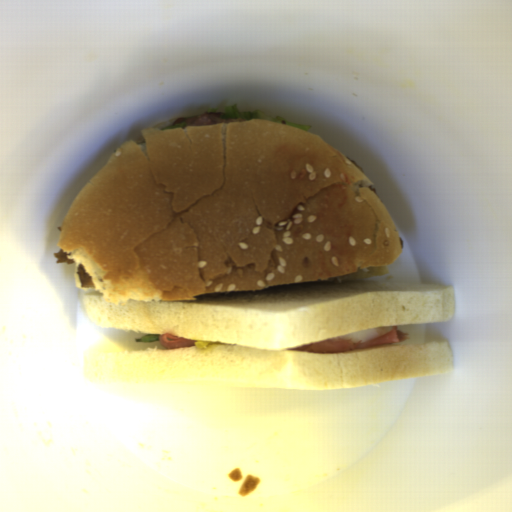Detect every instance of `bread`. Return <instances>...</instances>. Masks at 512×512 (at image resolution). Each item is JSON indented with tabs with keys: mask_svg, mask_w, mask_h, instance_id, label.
<instances>
[{
	"mask_svg": "<svg viewBox=\"0 0 512 512\" xmlns=\"http://www.w3.org/2000/svg\"><path fill=\"white\" fill-rule=\"evenodd\" d=\"M140 130L84 184L57 246L103 302L198 300L386 275L402 255L373 183L319 135L267 118Z\"/></svg>",
	"mask_w": 512,
	"mask_h": 512,
	"instance_id": "8d2b1439",
	"label": "bread"
},
{
	"mask_svg": "<svg viewBox=\"0 0 512 512\" xmlns=\"http://www.w3.org/2000/svg\"><path fill=\"white\" fill-rule=\"evenodd\" d=\"M88 288L84 357L89 380L133 388L346 389L452 373L449 344L434 342L325 354L289 350L348 332L449 321L445 283L349 280L273 285L195 295L197 300L130 299L122 306ZM217 341L212 350L167 349L147 334Z\"/></svg>",
	"mask_w": 512,
	"mask_h": 512,
	"instance_id": "cb027b5d",
	"label": "bread"
}]
</instances>
